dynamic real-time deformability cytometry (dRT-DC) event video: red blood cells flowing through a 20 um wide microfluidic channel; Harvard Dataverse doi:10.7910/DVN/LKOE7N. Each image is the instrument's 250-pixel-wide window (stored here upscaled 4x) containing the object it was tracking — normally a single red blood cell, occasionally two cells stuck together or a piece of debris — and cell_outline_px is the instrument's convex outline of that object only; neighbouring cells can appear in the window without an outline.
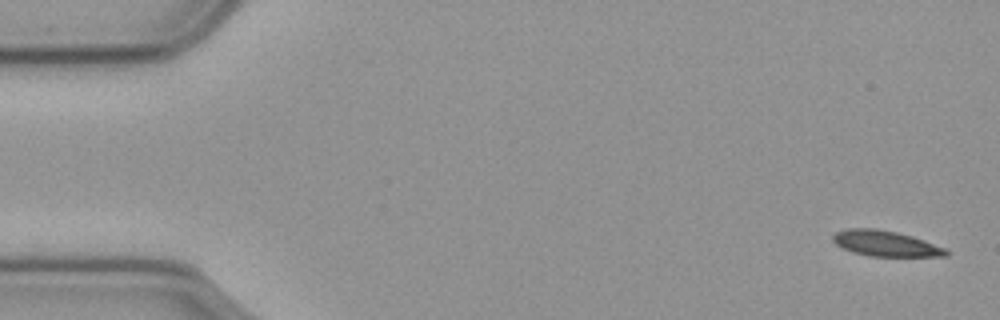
{"species": "common noctule bat (a hibernating species)", "species_latin": "Nyctalus noctula", "temperature_condition": "cold", "stored_images_in_passage": 57, "camera_frame_rate_fps": 3000, "um_per_image_px": 0.085, "animal": {"sex": "male", "body_mass_g": 23.1, "forearm_length_mm": 52.7}, "frame": {"image": 1, "passage_image": 1, "time_ms": 0.0, "image_size_px": [1000, 320], "cell_outline_px": [[948, 256], [872, 256], [852, 252], [836, 244], [832, 240], [832, 236], [836, 232], [848, 228], [876, 228], [896, 232], [912, 236], [948, 248]], "centroid_in_image_um": [75.29, 20.69], "position_along_channel_um": 9.7, "area_um2": 16.88}}
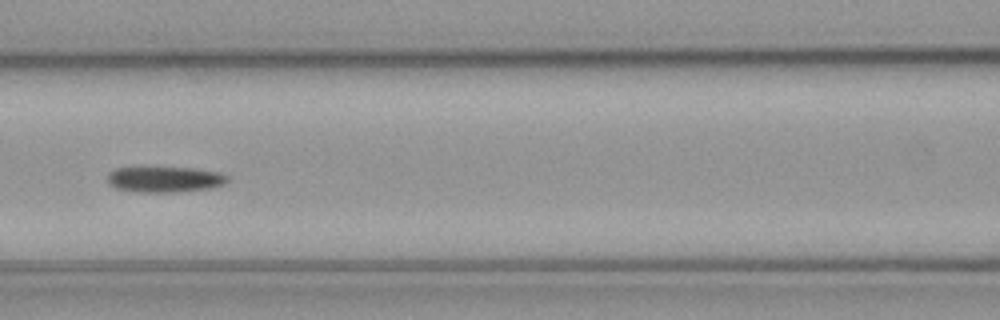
{"frame": {"image": 2, "passage_image": 24, "time_ms": 7.667, "image_size_px": [1000, 320], "cell_outline_px": [[228, 180], [224, 184], [212, 188], [176, 192], [132, 192], [116, 188], [108, 184], [108, 172], [116, 168], [192, 168], [220, 172], [228, 176]], "centroid_in_image_um": [14.0, 15.26], "position_along_channel_um": 152.6, "area_um2": 18.03}}
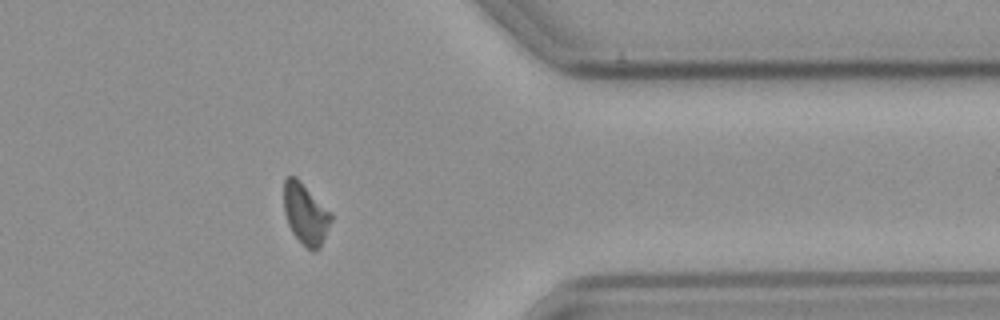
{"frame": {"image": 3, "passage_image": 45, "time_ms": 14.667, "image_size_px": [1000, 320], "cell_outline_px": [[332, 220], [320, 248], [312, 252], [292, 232], [288, 224], [284, 212], [284, 180], [288, 176], [296, 176], [332, 212]], "centroid_in_image_um": [25.98, 18.16], "position_along_channel_um": 385.4, "area_um2": 16.82}}